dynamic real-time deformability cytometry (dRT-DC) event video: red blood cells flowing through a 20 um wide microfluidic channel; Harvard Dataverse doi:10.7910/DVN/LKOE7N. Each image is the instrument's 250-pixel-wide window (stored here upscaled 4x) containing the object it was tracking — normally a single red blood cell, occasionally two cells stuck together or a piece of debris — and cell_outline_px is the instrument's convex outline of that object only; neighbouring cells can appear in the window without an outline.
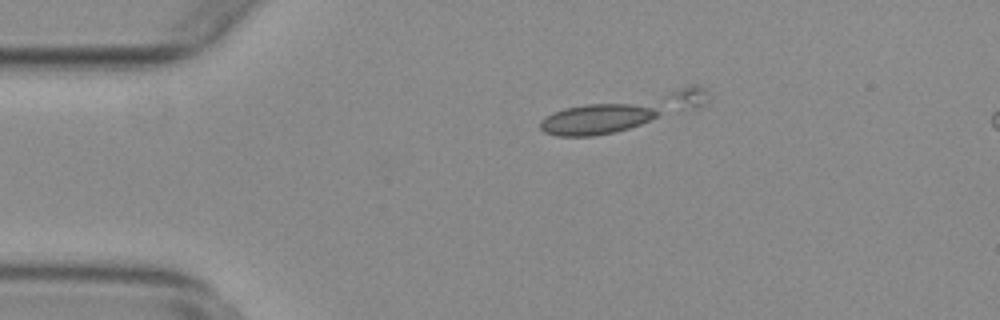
{"species": "common noctule bat (a hibernating species)", "species_latin": "Nyctalus noctula", "temperature_condition": "warm", "stored_images_in_passage": 14, "camera_frame_rate_fps": 3000, "um_per_image_px": 0.085, "animal": {"sex": "female", "body_mass_g": 29.2, "forearm_length_mm": 56.3}, "frame": {"image": 1, "passage_image": 5, "time_ms": 1.333, "image_size_px": [1000, 320], "cell_outline_px": [[660, 112], [656, 116], [640, 124], [616, 132], [592, 136], [556, 136], [544, 132], [540, 128], [540, 120], [544, 116], [552, 112], [564, 108], [584, 104], [632, 104], [652, 108]], "centroid_in_image_um": [50.59, 10.14], "position_along_channel_um": 34.4, "area_um2": 20.75}}